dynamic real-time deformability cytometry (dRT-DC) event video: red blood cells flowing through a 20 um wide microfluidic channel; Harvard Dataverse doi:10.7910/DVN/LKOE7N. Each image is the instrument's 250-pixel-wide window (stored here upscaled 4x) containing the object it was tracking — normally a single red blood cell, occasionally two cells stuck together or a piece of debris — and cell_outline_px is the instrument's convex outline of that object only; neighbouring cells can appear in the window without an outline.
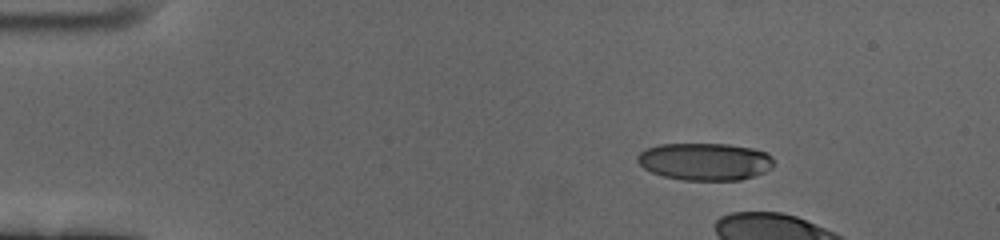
{"species": "human", "species_latin": "Homo sapiens", "temperature_condition": "cold", "stored_images_in_passage": 8, "camera_frame_rate_fps": 3000, "um_per_image_px": 0.085, "donor": {"sex": "female"}, "frame": {"image": 1, "passage_image": 1, "time_ms": 0.0, "image_size_px": [1000, 240], "cell_outline_px": [[772, 168], [764, 172], [740, 180], [684, 180], [664, 176], [652, 172], [644, 168], [636, 160], [636, 156], [644, 148], [660, 144], [728, 144], [752, 148], [768, 152], [772, 156]], "centroid_in_image_um": [59.91, 13.72], "position_along_channel_um": 25.1, "area_um2": 29.77}}